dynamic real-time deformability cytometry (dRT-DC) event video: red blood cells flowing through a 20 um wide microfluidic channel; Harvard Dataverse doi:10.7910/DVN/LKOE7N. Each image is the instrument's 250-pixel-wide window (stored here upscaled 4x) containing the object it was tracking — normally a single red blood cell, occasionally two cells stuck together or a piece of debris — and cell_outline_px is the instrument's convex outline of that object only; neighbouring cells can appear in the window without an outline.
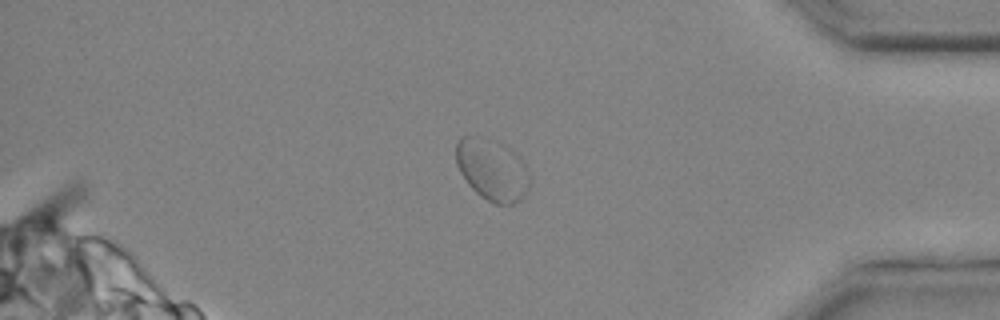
{"species": "common noctule bat (a hibernating species)", "species_latin": "Nyctalus noctula", "temperature_condition": "cold", "stored_images_in_passage": 30, "camera_frame_rate_fps": 3000, "um_per_image_px": 0.085, "animal": {"sex": "male", "body_mass_g": 20.4}, "frame": {"image": 1, "passage_image": 26, "time_ms": 8.333, "image_size_px": [1000, 320], "cell_outline_px": [[528, 188], [524, 196], [520, 200], [512, 204], [496, 204], [480, 196], [468, 184], [460, 172], [456, 164], [456, 140], [460, 136], [468, 136], [504, 144], [520, 156], [528, 168]], "centroid_in_image_um": [41.83, 14.44], "position_along_channel_um": 393.4, "area_um2": 26.3}}